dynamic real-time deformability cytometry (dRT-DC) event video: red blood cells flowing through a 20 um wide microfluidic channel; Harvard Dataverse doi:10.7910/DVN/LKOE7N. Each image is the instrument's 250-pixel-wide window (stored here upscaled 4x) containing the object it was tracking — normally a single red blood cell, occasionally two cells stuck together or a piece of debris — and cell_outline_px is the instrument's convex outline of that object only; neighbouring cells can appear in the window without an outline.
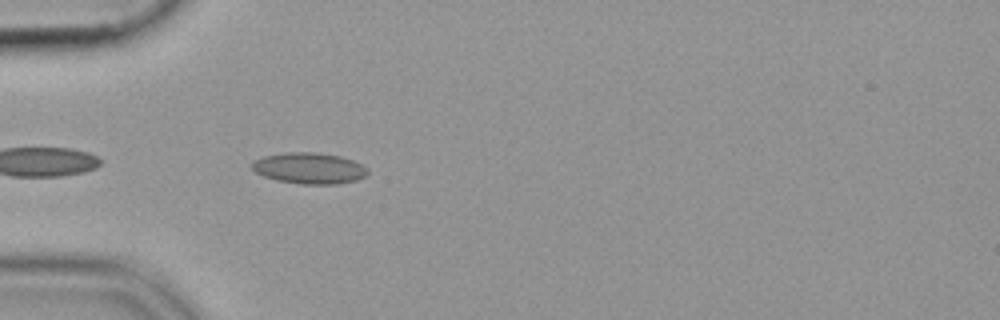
{"species": "common noctule bat (a hibernating species)", "species_latin": "Nyctalus noctula", "temperature_condition": "cold", "stored_images_in_passage": 32, "camera_frame_rate_fps": 3000, "um_per_image_px": 0.085, "animal": {"sex": "female", "body_mass_g": 19.9}, "frame": {"image": 1, "passage_image": 3, "time_ms": 0.667, "image_size_px": [1000, 320], "cell_outline_px": [[368, 176], [356, 180], [336, 184], [300, 184], [276, 180], [264, 176], [256, 172], [248, 164], [252, 160], [264, 156], [284, 152], [316, 152], [340, 156], [352, 160], [368, 168]], "centroid_in_image_um": [26.26, 14.29], "position_along_channel_um": 58.7, "area_um2": 21.21}}
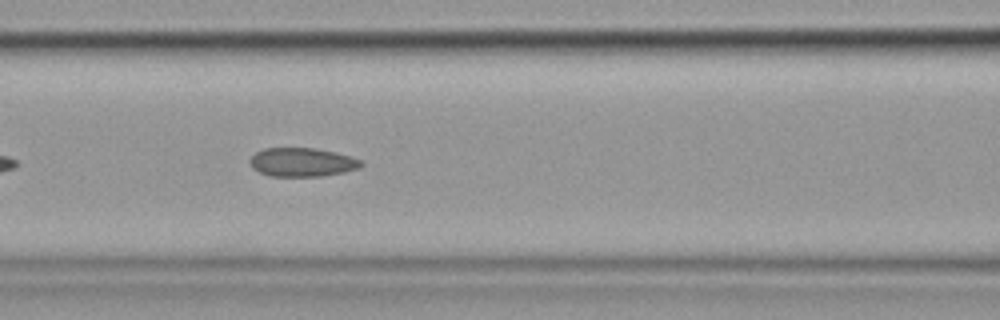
{"frame": {"image": 2, "passage_image": 10, "time_ms": 3.0, "image_size_px": [1000, 320], "cell_outline_px": [[364, 164], [356, 168], [344, 172], [324, 176], [268, 176], [252, 168], [248, 160], [256, 152], [264, 148], [316, 148], [336, 152], [352, 156], [360, 160]], "centroid_in_image_um": [25.66, 13.78], "position_along_channel_um": 140.9, "area_um2": 18.73}}
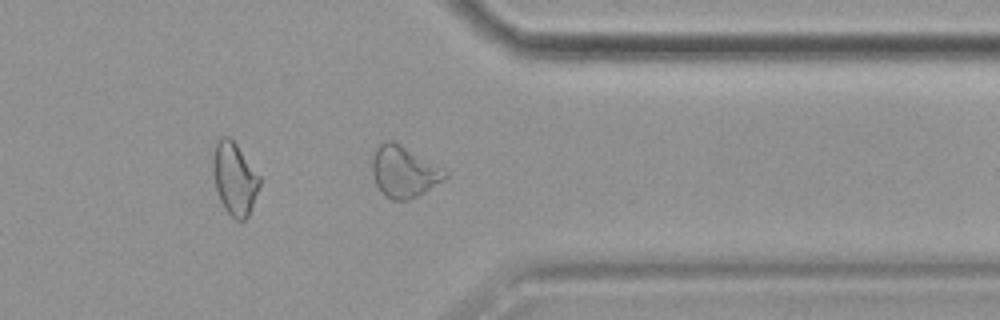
{"frame": {"image": 3, "passage_image": 29, "time_ms": 9.333, "image_size_px": [1000, 320], "cell_outline_px": [[448, 176], [444, 180], [424, 192], [408, 200], [392, 200], [384, 196], [376, 184], [372, 176], [372, 156], [376, 148], [384, 140], [392, 140], [400, 144], [448, 172]], "centroid_in_image_um": [34.29, 14.6], "position_along_channel_um": 377.1, "area_um2": 21.62}}